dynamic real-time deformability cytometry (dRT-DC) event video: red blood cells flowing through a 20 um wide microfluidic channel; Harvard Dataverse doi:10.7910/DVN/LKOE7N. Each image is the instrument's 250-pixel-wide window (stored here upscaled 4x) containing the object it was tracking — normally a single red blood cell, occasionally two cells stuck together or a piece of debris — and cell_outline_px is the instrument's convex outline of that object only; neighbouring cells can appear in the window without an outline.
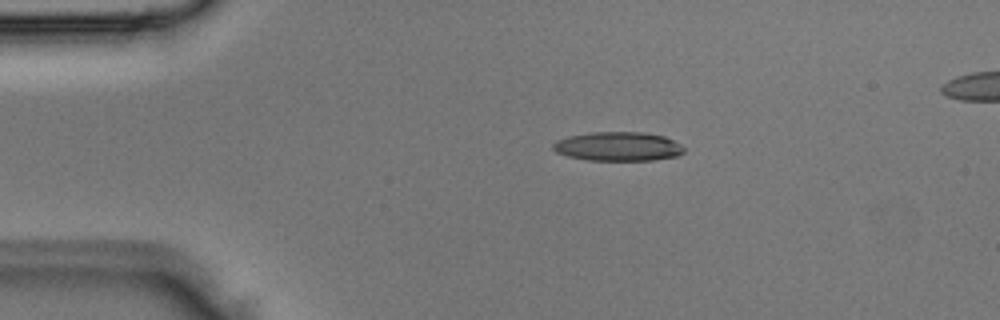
{"species": "Egyptian fruit bat (a non-hibernating species)", "species_latin": "Rousettus aegyptiacus", "temperature_condition": "room temperature", "stored_images_in_passage": 3, "segment_of_instrument_passage": [1, 2], "camera_frame_rate_fps": 3000, "um_per_image_px": 0.085, "animal": {"sex": "male"}, "frame": {"image": 1, "passage_image": 1, "time_ms": 0.0, "image_size_px": [1000, 320], "cell_outline_px": [[684, 152], [676, 156], [656, 160], [588, 160], [568, 156], [556, 152], [552, 148], [552, 144], [556, 140], [568, 136], [592, 132], [644, 132], [664, 136], [680, 144], [684, 148]], "centroid_in_image_um": [52.52, 12.44], "position_along_channel_um": 32.5, "area_um2": 22.2}}